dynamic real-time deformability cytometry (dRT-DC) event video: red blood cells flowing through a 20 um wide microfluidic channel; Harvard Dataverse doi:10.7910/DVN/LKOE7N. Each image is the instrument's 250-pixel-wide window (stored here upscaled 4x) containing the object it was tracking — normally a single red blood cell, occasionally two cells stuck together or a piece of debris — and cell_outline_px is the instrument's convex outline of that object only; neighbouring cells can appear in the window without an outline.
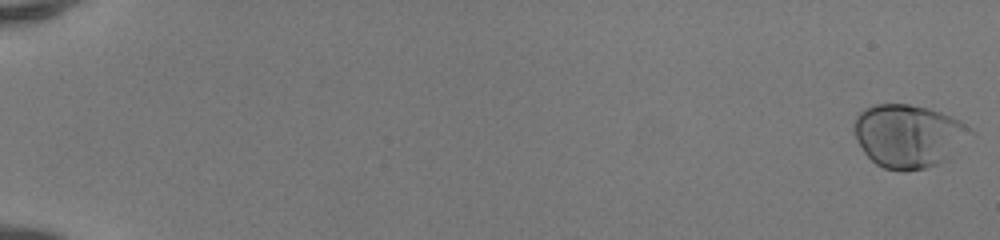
{"species": "human", "species_latin": "Homo sapiens", "temperature_condition": "room temperature", "stored_images_in_passage": 51, "camera_frame_rate_fps": 3000, "um_per_image_px": 0.085, "donor": {"sex": "female"}, "frame": {"image": 1, "passage_image": 1, "time_ms": 0.0, "image_size_px": [1000, 240], "cell_outline_px": [[976, 136], [944, 160], [936, 164], [924, 168], [884, 168], [876, 164], [864, 152], [856, 140], [852, 128], [852, 124], [856, 116], [864, 108], [876, 104], [908, 104], [928, 108], [952, 116], [960, 120]], "centroid_in_image_um": [77.22, 11.5], "position_along_channel_um": 7.8, "area_um2": 42.6}}
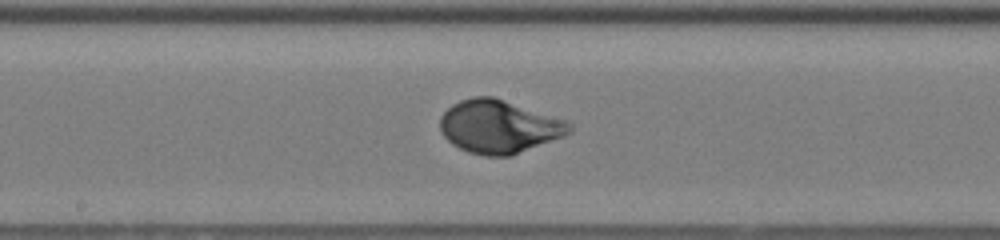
{"frame": {"image": 2, "passage_image": 30, "time_ms": 9.667, "image_size_px": [1000, 240], "cell_outline_px": [[572, 132], [564, 136], [512, 156], [484, 156], [468, 152], [452, 144], [440, 132], [440, 116], [452, 104], [460, 100], [472, 96], [492, 96], [568, 120], [572, 124]], "centroid_in_image_um": [42.43, 10.76], "position_along_channel_um": 205.8, "area_um2": 40.4}}
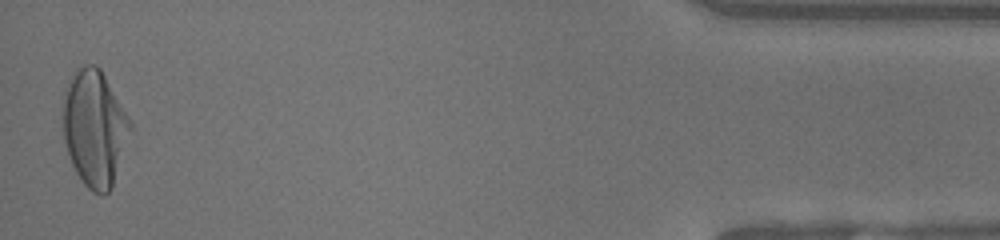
{"frame": {"image": 3, "passage_image": 51, "time_ms": 16.667, "image_size_px": [1000, 240], "cell_outline_px": [[132, 128], [112, 188], [104, 196], [100, 196], [92, 192], [84, 184], [76, 172], [72, 164], [64, 140], [64, 92], [76, 68], [84, 64], [96, 64], [100, 68], [132, 120]], "centroid_in_image_um": [8.07, 10.9], "position_along_channel_um": 427.1, "area_um2": 45.66}, "authors_computed_cell_mechanics": {"area_um2": 40.171, "velocity_mm_per_s": 4.17, "shape_relaxation_time_tau1_ms": 2.3461, "shape_relaxation_time_tau2_ms": null, "deformation_change_tau1": 0.1615, "deformation_change_tau2": null}}